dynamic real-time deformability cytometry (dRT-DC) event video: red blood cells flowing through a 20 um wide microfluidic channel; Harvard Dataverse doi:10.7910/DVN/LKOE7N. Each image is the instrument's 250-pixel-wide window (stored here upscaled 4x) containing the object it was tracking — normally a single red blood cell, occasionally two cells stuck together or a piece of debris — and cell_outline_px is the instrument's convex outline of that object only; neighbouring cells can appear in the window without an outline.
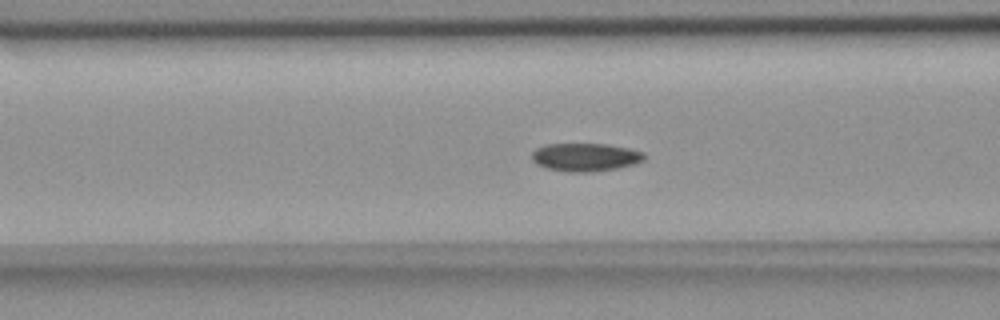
{"species": "common noctule bat (a hibernating species)", "species_latin": "Nyctalus noctula", "temperature_condition": "room temperature", "stored_images_in_passage": 42, "camera_frame_rate_fps": 3000, "um_per_image_px": 0.085, "animal": {"sex": "female", "body_mass_g": 18.4}, "frame": {"image": 1, "passage_image": 7, "time_ms": 2.0, "image_size_px": [1000, 320], "cell_outline_px": [[644, 160], [636, 164], [616, 168], [592, 172], [568, 172], [544, 168], [536, 164], [532, 160], [532, 152], [536, 148], [544, 144], [608, 144], [628, 148], [644, 152]], "centroid_in_image_um": [49.73, 13.36], "position_along_channel_um": 116.9, "area_um2": 18.61}}
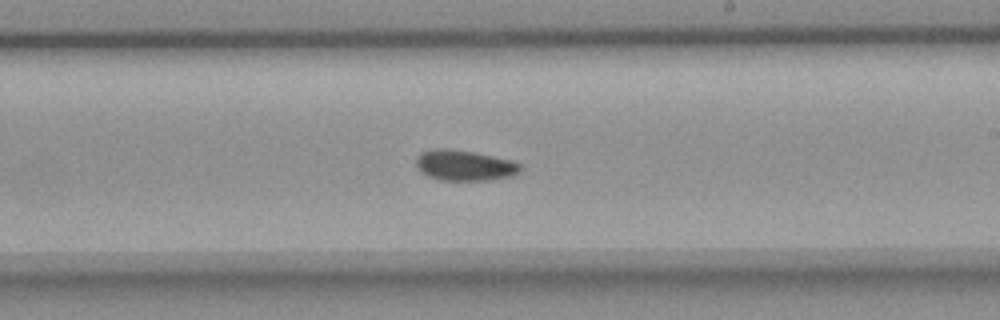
{"frame": {"image": 2, "passage_image": 18, "time_ms": 5.667, "image_size_px": [1000, 320], "cell_outline_px": [[520, 172], [512, 176], [488, 180], [440, 180], [428, 176], [420, 172], [416, 168], [416, 156], [420, 152], [436, 148], [448, 148], [476, 152], [512, 160], [520, 164]], "centroid_in_image_um": [39.45, 14.05], "position_along_channel_um": 249.6, "area_um2": 18.84}}
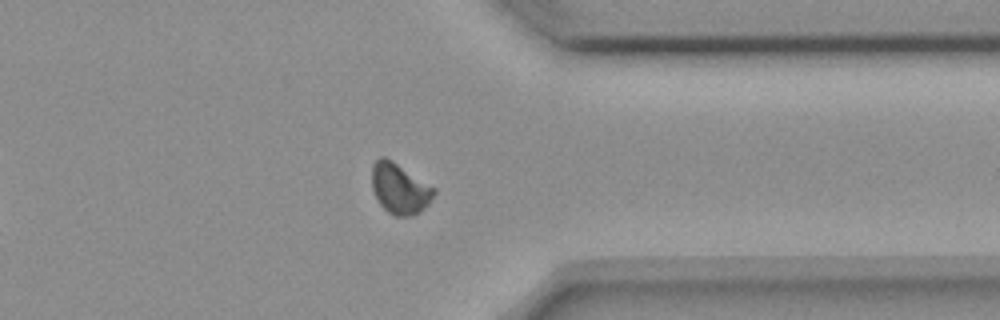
{"frame": {"image": 3, "passage_image": 29, "time_ms": 9.333, "image_size_px": [1000, 320], "cell_outline_px": [[436, 192], [428, 204], [420, 212], [408, 216], [396, 216], [388, 212], [380, 204], [372, 188], [372, 164], [380, 156], [384, 156], [392, 160], [436, 188]], "centroid_in_image_um": [33.97, 16.01], "position_along_channel_um": 377.4, "area_um2": 18.26}, "authors_computed_cell_mechanics": {"area_um2": 18.207, "velocity_mm_per_s": 3.6352, "shape_relaxation_time_tau1_ms": 8.6258, "shape_relaxation_time_tau2_ms": null, "deformation_change_tau1": 0.1388, "deformation_change_tau2": null}}